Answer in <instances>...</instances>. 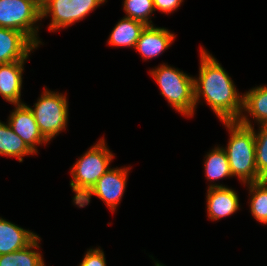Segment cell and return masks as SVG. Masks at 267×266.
<instances>
[{
	"mask_svg": "<svg viewBox=\"0 0 267 266\" xmlns=\"http://www.w3.org/2000/svg\"><path fill=\"white\" fill-rule=\"evenodd\" d=\"M199 70V79L194 78L195 107L202 94L221 121H237L243 111V96L218 61L202 48Z\"/></svg>",
	"mask_w": 267,
	"mask_h": 266,
	"instance_id": "cell-1",
	"label": "cell"
},
{
	"mask_svg": "<svg viewBox=\"0 0 267 266\" xmlns=\"http://www.w3.org/2000/svg\"><path fill=\"white\" fill-rule=\"evenodd\" d=\"M231 135L224 151L228 157L232 176H238L244 183L263 180L257 171L255 134L247 116L243 114L237 121H223Z\"/></svg>",
	"mask_w": 267,
	"mask_h": 266,
	"instance_id": "cell-2",
	"label": "cell"
},
{
	"mask_svg": "<svg viewBox=\"0 0 267 266\" xmlns=\"http://www.w3.org/2000/svg\"><path fill=\"white\" fill-rule=\"evenodd\" d=\"M113 154L107 149L104 139L89 149L72 167L73 179L70 182L72 190L76 192V204L93 185L110 169L108 167Z\"/></svg>",
	"mask_w": 267,
	"mask_h": 266,
	"instance_id": "cell-3",
	"label": "cell"
},
{
	"mask_svg": "<svg viewBox=\"0 0 267 266\" xmlns=\"http://www.w3.org/2000/svg\"><path fill=\"white\" fill-rule=\"evenodd\" d=\"M153 78L157 81L161 94L178 112L193 116L195 109L194 78L178 69L161 65L151 70Z\"/></svg>",
	"mask_w": 267,
	"mask_h": 266,
	"instance_id": "cell-4",
	"label": "cell"
},
{
	"mask_svg": "<svg viewBox=\"0 0 267 266\" xmlns=\"http://www.w3.org/2000/svg\"><path fill=\"white\" fill-rule=\"evenodd\" d=\"M39 130L49 141L66 128L68 120V102L65 95L45 89L34 109L31 108Z\"/></svg>",
	"mask_w": 267,
	"mask_h": 266,
	"instance_id": "cell-5",
	"label": "cell"
},
{
	"mask_svg": "<svg viewBox=\"0 0 267 266\" xmlns=\"http://www.w3.org/2000/svg\"><path fill=\"white\" fill-rule=\"evenodd\" d=\"M41 19V8L31 0H0V27L24 33L37 47L41 42L33 25Z\"/></svg>",
	"mask_w": 267,
	"mask_h": 266,
	"instance_id": "cell-6",
	"label": "cell"
},
{
	"mask_svg": "<svg viewBox=\"0 0 267 266\" xmlns=\"http://www.w3.org/2000/svg\"><path fill=\"white\" fill-rule=\"evenodd\" d=\"M106 0H47L41 8V18L50 13L52 21L49 30H57L70 26L83 19L89 12Z\"/></svg>",
	"mask_w": 267,
	"mask_h": 266,
	"instance_id": "cell-7",
	"label": "cell"
},
{
	"mask_svg": "<svg viewBox=\"0 0 267 266\" xmlns=\"http://www.w3.org/2000/svg\"><path fill=\"white\" fill-rule=\"evenodd\" d=\"M128 168L109 169L93 187L76 203L79 207L89 204L92 195L103 200L114 211L124 194Z\"/></svg>",
	"mask_w": 267,
	"mask_h": 266,
	"instance_id": "cell-8",
	"label": "cell"
},
{
	"mask_svg": "<svg viewBox=\"0 0 267 266\" xmlns=\"http://www.w3.org/2000/svg\"><path fill=\"white\" fill-rule=\"evenodd\" d=\"M9 117V126L34 152L37 144L48 142L41 134L31 108L24 103L17 104Z\"/></svg>",
	"mask_w": 267,
	"mask_h": 266,
	"instance_id": "cell-9",
	"label": "cell"
},
{
	"mask_svg": "<svg viewBox=\"0 0 267 266\" xmlns=\"http://www.w3.org/2000/svg\"><path fill=\"white\" fill-rule=\"evenodd\" d=\"M37 46L22 32L0 27V64L26 60Z\"/></svg>",
	"mask_w": 267,
	"mask_h": 266,
	"instance_id": "cell-10",
	"label": "cell"
},
{
	"mask_svg": "<svg viewBox=\"0 0 267 266\" xmlns=\"http://www.w3.org/2000/svg\"><path fill=\"white\" fill-rule=\"evenodd\" d=\"M208 217L219 220L229 216L239 209L237 193L222 185H210L207 194Z\"/></svg>",
	"mask_w": 267,
	"mask_h": 266,
	"instance_id": "cell-11",
	"label": "cell"
},
{
	"mask_svg": "<svg viewBox=\"0 0 267 266\" xmlns=\"http://www.w3.org/2000/svg\"><path fill=\"white\" fill-rule=\"evenodd\" d=\"M174 39L175 35L167 29L146 25L139 36L135 48L144 59H150L167 49Z\"/></svg>",
	"mask_w": 267,
	"mask_h": 266,
	"instance_id": "cell-12",
	"label": "cell"
},
{
	"mask_svg": "<svg viewBox=\"0 0 267 266\" xmlns=\"http://www.w3.org/2000/svg\"><path fill=\"white\" fill-rule=\"evenodd\" d=\"M25 60L0 64V94L14 105L21 104L22 71Z\"/></svg>",
	"mask_w": 267,
	"mask_h": 266,
	"instance_id": "cell-13",
	"label": "cell"
},
{
	"mask_svg": "<svg viewBox=\"0 0 267 266\" xmlns=\"http://www.w3.org/2000/svg\"><path fill=\"white\" fill-rule=\"evenodd\" d=\"M37 237L35 233L0 218V255L21 250Z\"/></svg>",
	"mask_w": 267,
	"mask_h": 266,
	"instance_id": "cell-14",
	"label": "cell"
},
{
	"mask_svg": "<svg viewBox=\"0 0 267 266\" xmlns=\"http://www.w3.org/2000/svg\"><path fill=\"white\" fill-rule=\"evenodd\" d=\"M145 24L129 17L122 18L113 28L108 43L113 46L136 47Z\"/></svg>",
	"mask_w": 267,
	"mask_h": 266,
	"instance_id": "cell-15",
	"label": "cell"
},
{
	"mask_svg": "<svg viewBox=\"0 0 267 266\" xmlns=\"http://www.w3.org/2000/svg\"><path fill=\"white\" fill-rule=\"evenodd\" d=\"M37 237L27 247L8 254L0 255V266H45L42 255L32 250L40 248Z\"/></svg>",
	"mask_w": 267,
	"mask_h": 266,
	"instance_id": "cell-16",
	"label": "cell"
},
{
	"mask_svg": "<svg viewBox=\"0 0 267 266\" xmlns=\"http://www.w3.org/2000/svg\"><path fill=\"white\" fill-rule=\"evenodd\" d=\"M34 152L24 143V141L10 128L0 122V154L18 158L23 161L22 156L33 154Z\"/></svg>",
	"mask_w": 267,
	"mask_h": 266,
	"instance_id": "cell-17",
	"label": "cell"
},
{
	"mask_svg": "<svg viewBox=\"0 0 267 266\" xmlns=\"http://www.w3.org/2000/svg\"><path fill=\"white\" fill-rule=\"evenodd\" d=\"M259 124H267V86L251 89L243 95V109Z\"/></svg>",
	"mask_w": 267,
	"mask_h": 266,
	"instance_id": "cell-18",
	"label": "cell"
},
{
	"mask_svg": "<svg viewBox=\"0 0 267 266\" xmlns=\"http://www.w3.org/2000/svg\"><path fill=\"white\" fill-rule=\"evenodd\" d=\"M206 157L205 173L207 179L214 181L223 177L232 176L228 157L223 148L216 147Z\"/></svg>",
	"mask_w": 267,
	"mask_h": 266,
	"instance_id": "cell-19",
	"label": "cell"
},
{
	"mask_svg": "<svg viewBox=\"0 0 267 266\" xmlns=\"http://www.w3.org/2000/svg\"><path fill=\"white\" fill-rule=\"evenodd\" d=\"M252 195L251 214L261 223L267 224V180L248 183Z\"/></svg>",
	"mask_w": 267,
	"mask_h": 266,
	"instance_id": "cell-20",
	"label": "cell"
},
{
	"mask_svg": "<svg viewBox=\"0 0 267 266\" xmlns=\"http://www.w3.org/2000/svg\"><path fill=\"white\" fill-rule=\"evenodd\" d=\"M124 10L131 19L143 22L145 25H153L149 16L154 9L153 0H125Z\"/></svg>",
	"mask_w": 267,
	"mask_h": 266,
	"instance_id": "cell-21",
	"label": "cell"
},
{
	"mask_svg": "<svg viewBox=\"0 0 267 266\" xmlns=\"http://www.w3.org/2000/svg\"><path fill=\"white\" fill-rule=\"evenodd\" d=\"M258 133H255L256 166L258 175L267 179V124H261Z\"/></svg>",
	"mask_w": 267,
	"mask_h": 266,
	"instance_id": "cell-22",
	"label": "cell"
},
{
	"mask_svg": "<svg viewBox=\"0 0 267 266\" xmlns=\"http://www.w3.org/2000/svg\"><path fill=\"white\" fill-rule=\"evenodd\" d=\"M79 266H106L105 256L101 249H90Z\"/></svg>",
	"mask_w": 267,
	"mask_h": 266,
	"instance_id": "cell-23",
	"label": "cell"
},
{
	"mask_svg": "<svg viewBox=\"0 0 267 266\" xmlns=\"http://www.w3.org/2000/svg\"><path fill=\"white\" fill-rule=\"evenodd\" d=\"M183 0H153L154 9L169 13L175 11Z\"/></svg>",
	"mask_w": 267,
	"mask_h": 266,
	"instance_id": "cell-24",
	"label": "cell"
},
{
	"mask_svg": "<svg viewBox=\"0 0 267 266\" xmlns=\"http://www.w3.org/2000/svg\"><path fill=\"white\" fill-rule=\"evenodd\" d=\"M31 1H33L40 8H42L47 2V0H31Z\"/></svg>",
	"mask_w": 267,
	"mask_h": 266,
	"instance_id": "cell-25",
	"label": "cell"
},
{
	"mask_svg": "<svg viewBox=\"0 0 267 266\" xmlns=\"http://www.w3.org/2000/svg\"><path fill=\"white\" fill-rule=\"evenodd\" d=\"M155 265H156V266H164V265H161V264H159V263H157V262L155 263Z\"/></svg>",
	"mask_w": 267,
	"mask_h": 266,
	"instance_id": "cell-26",
	"label": "cell"
}]
</instances>
